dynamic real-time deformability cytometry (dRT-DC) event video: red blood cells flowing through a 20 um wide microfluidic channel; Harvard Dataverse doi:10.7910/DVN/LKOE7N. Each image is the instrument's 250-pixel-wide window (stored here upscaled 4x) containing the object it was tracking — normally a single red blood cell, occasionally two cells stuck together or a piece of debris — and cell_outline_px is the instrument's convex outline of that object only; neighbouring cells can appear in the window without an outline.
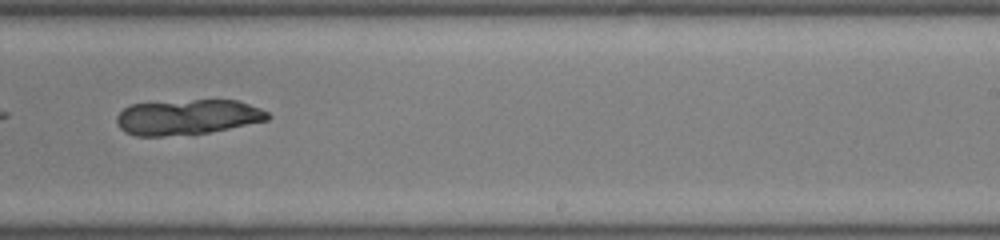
{"species": "common noctule bat (a hibernating species)", "species_latin": "Nyctalus noctula", "temperature_condition": "room temperature", "stored_images_in_passage": 49, "camera_frame_rate_fps": 3000, "um_per_image_px": 0.085, "animal": {"sex": "male", "body_mass_g": 19.0, "forearm_length_mm": 50.8}, "frame": {"image": 1, "passage_image": 32, "time_ms": 10.333, "image_size_px": [1000, 240], "cell_outline_px": [[272, 116], [268, 120], [208, 132], [164, 136], [136, 136], [124, 132], [116, 124], [116, 116], [124, 108], [132, 104], [196, 100], [236, 100], [260, 108], [268, 112]], "centroid_in_image_um": [15.91, 9.96], "position_along_channel_um": 273.1, "area_um2": 30.81}}
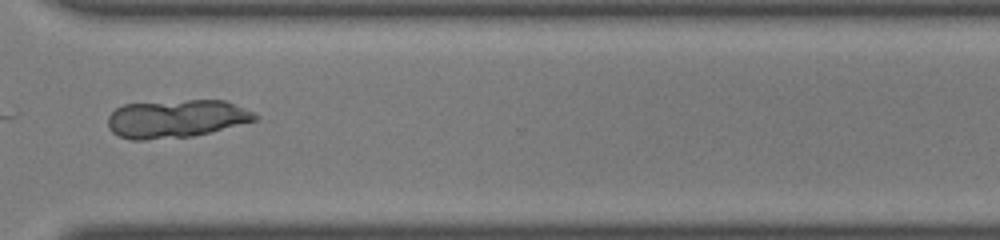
{"frame": {"image": 2, "passage_image": 38, "time_ms": 12.333, "image_size_px": [1000, 240], "cell_outline_px": [[260, 116], [256, 120], [192, 136], [144, 140], [132, 140], [120, 136], [112, 132], [108, 128], [108, 116], [116, 108], [124, 104], [188, 100], [224, 100], [256, 112]], "centroid_in_image_um": [14.98, 10.08], "position_along_channel_um": 355.6, "area_um2": 32.48}}